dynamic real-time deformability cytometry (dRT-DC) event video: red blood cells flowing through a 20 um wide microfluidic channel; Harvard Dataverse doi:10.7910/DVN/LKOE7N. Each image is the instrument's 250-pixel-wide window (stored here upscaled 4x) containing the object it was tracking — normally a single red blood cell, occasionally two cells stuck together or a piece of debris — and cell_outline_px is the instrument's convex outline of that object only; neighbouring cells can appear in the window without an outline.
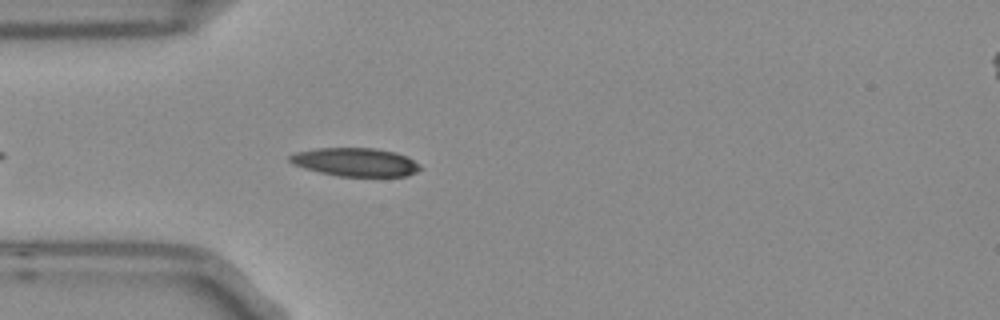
{"species": "Egyptian fruit bat (a non-hibernating species)", "species_latin": "Rousettus aegyptiacus", "temperature_condition": "room temperature", "stored_images_in_passage": 5, "camera_frame_rate_fps": 3000, "um_per_image_px": 0.085, "frame": {"image": 1, "passage_image": 5, "time_ms": 1.333, "image_size_px": [1000, 320], "cell_outline_px": [[424, 168], [408, 176], [336, 176], [304, 168], [292, 164], [288, 160], [288, 156], [296, 152], [316, 148], [376, 148], [396, 152], [408, 156], [420, 164]], "centroid_in_image_um": [30.24, 13.77], "position_along_channel_um": 54.8, "area_um2": 21.85}}